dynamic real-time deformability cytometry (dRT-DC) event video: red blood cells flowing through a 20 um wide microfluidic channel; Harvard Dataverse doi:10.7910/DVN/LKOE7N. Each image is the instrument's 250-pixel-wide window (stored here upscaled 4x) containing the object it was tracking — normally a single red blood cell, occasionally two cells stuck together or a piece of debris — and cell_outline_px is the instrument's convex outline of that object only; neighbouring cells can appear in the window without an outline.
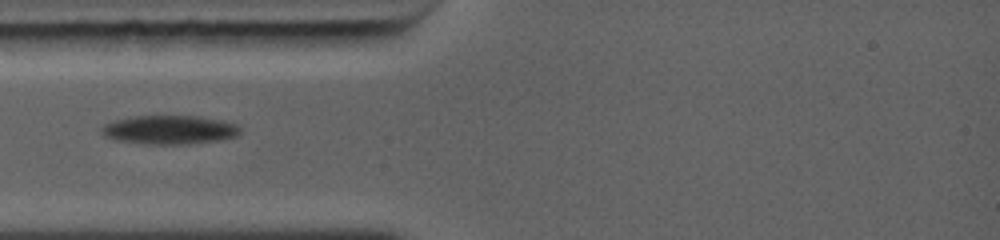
{"species": "common noctule bat (a hibernating species)", "species_latin": "Nyctalus noctula", "temperature_condition": "warm", "stored_images_in_passage": 52, "camera_frame_rate_fps": 5000, "um_per_image_px": 0.085, "animal": {"sex": "female", "body_mass_g": 19.0, "forearm_length_mm": 56.7}, "frame": {"image": 1, "passage_image": 1, "time_ms": 0.0, "image_size_px": [1000, 240], "cell_outline_px": [[240, 132], [236, 136], [216, 140], [172, 144], [160, 144], [116, 140], [104, 136], [100, 132], [100, 128], [104, 124], [112, 120], [136, 116], [196, 116], [220, 120], [236, 124], [240, 128]], "centroid_in_image_um": [14.34, 11.01], "position_along_channel_um": 70.7, "area_um2": 22.77}}
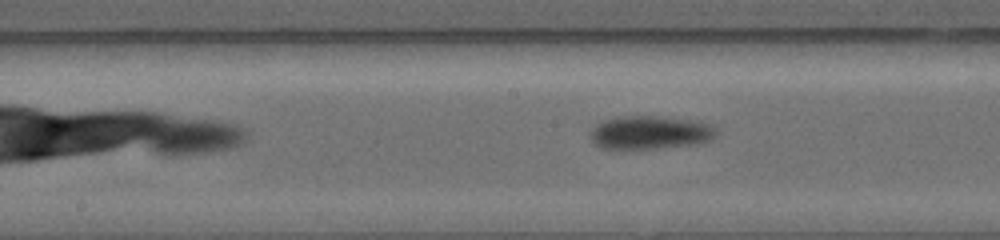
{"frame": {"image": 2, "passage_image": 21, "time_ms": 2.8, "image_size_px": [1000, 240], "cell_outline_px": [[716, 132], [708, 140], [680, 144], [648, 148], [608, 148], [592, 140], [592, 132], [596, 124], [604, 120], [616, 116], [660, 116], [700, 120], [712, 124], [716, 128]], "centroid_in_image_um": [55.27, 11.2], "position_along_channel_um": 192.9, "area_um2": 23.58}}
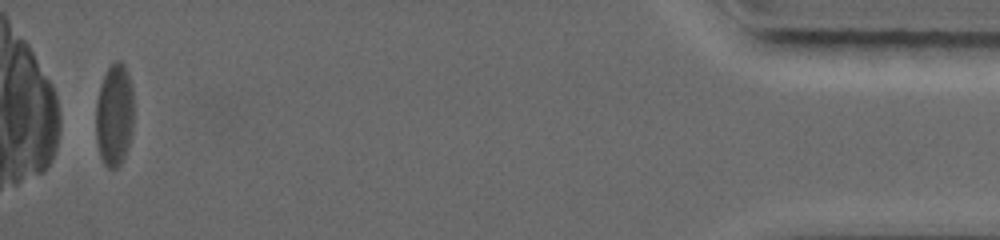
{"frame": {"image": 3, "passage_image": 45, "time_ms": 10.8, "image_size_px": [1000, 240], "cell_outline_px": [[132, 132], [128, 148], [120, 164], [116, 168], [108, 168], [104, 164], [100, 156], [96, 140], [96, 100], [100, 84], [108, 68], [116, 60], [120, 60], [124, 64], [128, 72], [132, 88]], "centroid_in_image_um": [9.71, 9.77], "position_along_channel_um": 425.5, "area_um2": 22.72}}